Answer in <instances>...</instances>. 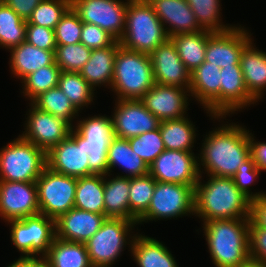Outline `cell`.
Segmentation results:
<instances>
[{
    "label": "cell",
    "instance_id": "cell-1",
    "mask_svg": "<svg viewBox=\"0 0 266 267\" xmlns=\"http://www.w3.org/2000/svg\"><path fill=\"white\" fill-rule=\"evenodd\" d=\"M245 26L214 32L208 39L205 61L191 72L190 95L207 116L220 122L258 101L248 92L240 67V55L252 40Z\"/></svg>",
    "mask_w": 266,
    "mask_h": 267
},
{
    "label": "cell",
    "instance_id": "cell-2",
    "mask_svg": "<svg viewBox=\"0 0 266 267\" xmlns=\"http://www.w3.org/2000/svg\"><path fill=\"white\" fill-rule=\"evenodd\" d=\"M222 122V126L219 124L220 127L203 136L205 138L198 154L200 175L204 170V174L210 176L233 177L240 165L250 157L249 129L233 122Z\"/></svg>",
    "mask_w": 266,
    "mask_h": 267
},
{
    "label": "cell",
    "instance_id": "cell-3",
    "mask_svg": "<svg viewBox=\"0 0 266 267\" xmlns=\"http://www.w3.org/2000/svg\"><path fill=\"white\" fill-rule=\"evenodd\" d=\"M195 186L194 215L204 223L211 220L250 218L251 200L232 177L210 176Z\"/></svg>",
    "mask_w": 266,
    "mask_h": 267
},
{
    "label": "cell",
    "instance_id": "cell-4",
    "mask_svg": "<svg viewBox=\"0 0 266 267\" xmlns=\"http://www.w3.org/2000/svg\"><path fill=\"white\" fill-rule=\"evenodd\" d=\"M250 218L202 223L208 252L215 267H241L249 258Z\"/></svg>",
    "mask_w": 266,
    "mask_h": 267
},
{
    "label": "cell",
    "instance_id": "cell-5",
    "mask_svg": "<svg viewBox=\"0 0 266 267\" xmlns=\"http://www.w3.org/2000/svg\"><path fill=\"white\" fill-rule=\"evenodd\" d=\"M169 39L164 25L147 0H129L120 45L128 50L151 54Z\"/></svg>",
    "mask_w": 266,
    "mask_h": 267
},
{
    "label": "cell",
    "instance_id": "cell-6",
    "mask_svg": "<svg viewBox=\"0 0 266 267\" xmlns=\"http://www.w3.org/2000/svg\"><path fill=\"white\" fill-rule=\"evenodd\" d=\"M154 84L150 55L120 46L115 54L110 87L116 100H140Z\"/></svg>",
    "mask_w": 266,
    "mask_h": 267
},
{
    "label": "cell",
    "instance_id": "cell-7",
    "mask_svg": "<svg viewBox=\"0 0 266 267\" xmlns=\"http://www.w3.org/2000/svg\"><path fill=\"white\" fill-rule=\"evenodd\" d=\"M46 166V152L20 135L0 149L2 181L36 182Z\"/></svg>",
    "mask_w": 266,
    "mask_h": 267
},
{
    "label": "cell",
    "instance_id": "cell-8",
    "mask_svg": "<svg viewBox=\"0 0 266 267\" xmlns=\"http://www.w3.org/2000/svg\"><path fill=\"white\" fill-rule=\"evenodd\" d=\"M137 222L122 218H106L101 228L85 243L93 267H112L122 255L124 247L131 251L134 226ZM133 235V236H132ZM118 259V260H117Z\"/></svg>",
    "mask_w": 266,
    "mask_h": 267
},
{
    "label": "cell",
    "instance_id": "cell-9",
    "mask_svg": "<svg viewBox=\"0 0 266 267\" xmlns=\"http://www.w3.org/2000/svg\"><path fill=\"white\" fill-rule=\"evenodd\" d=\"M194 198L195 186L156 181L149 208L137 220V225L194 215Z\"/></svg>",
    "mask_w": 266,
    "mask_h": 267
},
{
    "label": "cell",
    "instance_id": "cell-10",
    "mask_svg": "<svg viewBox=\"0 0 266 267\" xmlns=\"http://www.w3.org/2000/svg\"><path fill=\"white\" fill-rule=\"evenodd\" d=\"M7 224L20 257H44L56 237L55 220L42 214L10 220Z\"/></svg>",
    "mask_w": 266,
    "mask_h": 267
},
{
    "label": "cell",
    "instance_id": "cell-11",
    "mask_svg": "<svg viewBox=\"0 0 266 267\" xmlns=\"http://www.w3.org/2000/svg\"><path fill=\"white\" fill-rule=\"evenodd\" d=\"M83 118H78L73 128L83 137L86 154H89V176H105L109 174L107 150L113 137L111 117L98 114Z\"/></svg>",
    "mask_w": 266,
    "mask_h": 267
},
{
    "label": "cell",
    "instance_id": "cell-12",
    "mask_svg": "<svg viewBox=\"0 0 266 267\" xmlns=\"http://www.w3.org/2000/svg\"><path fill=\"white\" fill-rule=\"evenodd\" d=\"M40 214L56 220L74 208L77 178L44 168L36 180Z\"/></svg>",
    "mask_w": 266,
    "mask_h": 267
},
{
    "label": "cell",
    "instance_id": "cell-13",
    "mask_svg": "<svg viewBox=\"0 0 266 267\" xmlns=\"http://www.w3.org/2000/svg\"><path fill=\"white\" fill-rule=\"evenodd\" d=\"M128 1L71 0V7L82 22L97 25L119 41L124 34Z\"/></svg>",
    "mask_w": 266,
    "mask_h": 267
},
{
    "label": "cell",
    "instance_id": "cell-14",
    "mask_svg": "<svg viewBox=\"0 0 266 267\" xmlns=\"http://www.w3.org/2000/svg\"><path fill=\"white\" fill-rule=\"evenodd\" d=\"M24 130L19 134L23 139L43 149L46 153L55 145L65 140L73 126L61 117L44 112L29 103Z\"/></svg>",
    "mask_w": 266,
    "mask_h": 267
},
{
    "label": "cell",
    "instance_id": "cell-15",
    "mask_svg": "<svg viewBox=\"0 0 266 267\" xmlns=\"http://www.w3.org/2000/svg\"><path fill=\"white\" fill-rule=\"evenodd\" d=\"M149 174L158 182L196 186L200 178L198 156L165 149L149 166Z\"/></svg>",
    "mask_w": 266,
    "mask_h": 267
},
{
    "label": "cell",
    "instance_id": "cell-16",
    "mask_svg": "<svg viewBox=\"0 0 266 267\" xmlns=\"http://www.w3.org/2000/svg\"><path fill=\"white\" fill-rule=\"evenodd\" d=\"M47 167L72 177L89 176V154L83 144V137L72 128L69 136L53 146L46 153Z\"/></svg>",
    "mask_w": 266,
    "mask_h": 267
},
{
    "label": "cell",
    "instance_id": "cell-17",
    "mask_svg": "<svg viewBox=\"0 0 266 267\" xmlns=\"http://www.w3.org/2000/svg\"><path fill=\"white\" fill-rule=\"evenodd\" d=\"M40 214L36 182L0 180V217L6 223Z\"/></svg>",
    "mask_w": 266,
    "mask_h": 267
},
{
    "label": "cell",
    "instance_id": "cell-18",
    "mask_svg": "<svg viewBox=\"0 0 266 267\" xmlns=\"http://www.w3.org/2000/svg\"><path fill=\"white\" fill-rule=\"evenodd\" d=\"M113 136L130 139L159 128L160 120L140 100H115Z\"/></svg>",
    "mask_w": 266,
    "mask_h": 267
},
{
    "label": "cell",
    "instance_id": "cell-19",
    "mask_svg": "<svg viewBox=\"0 0 266 267\" xmlns=\"http://www.w3.org/2000/svg\"><path fill=\"white\" fill-rule=\"evenodd\" d=\"M188 93V94H187ZM188 96V97H187ZM189 89L155 83L140 99L160 121L185 117L192 99Z\"/></svg>",
    "mask_w": 266,
    "mask_h": 267
},
{
    "label": "cell",
    "instance_id": "cell-20",
    "mask_svg": "<svg viewBox=\"0 0 266 267\" xmlns=\"http://www.w3.org/2000/svg\"><path fill=\"white\" fill-rule=\"evenodd\" d=\"M155 83L189 89L191 72L180 59L171 39L159 45L151 54Z\"/></svg>",
    "mask_w": 266,
    "mask_h": 267
},
{
    "label": "cell",
    "instance_id": "cell-21",
    "mask_svg": "<svg viewBox=\"0 0 266 267\" xmlns=\"http://www.w3.org/2000/svg\"><path fill=\"white\" fill-rule=\"evenodd\" d=\"M169 36L202 31L186 0H147Z\"/></svg>",
    "mask_w": 266,
    "mask_h": 267
},
{
    "label": "cell",
    "instance_id": "cell-22",
    "mask_svg": "<svg viewBox=\"0 0 266 267\" xmlns=\"http://www.w3.org/2000/svg\"><path fill=\"white\" fill-rule=\"evenodd\" d=\"M105 214H97L72 208L55 220L56 237L85 244L106 220Z\"/></svg>",
    "mask_w": 266,
    "mask_h": 267
},
{
    "label": "cell",
    "instance_id": "cell-23",
    "mask_svg": "<svg viewBox=\"0 0 266 267\" xmlns=\"http://www.w3.org/2000/svg\"><path fill=\"white\" fill-rule=\"evenodd\" d=\"M253 40L240 55V67L248 92L259 101L266 92V52L257 49Z\"/></svg>",
    "mask_w": 266,
    "mask_h": 267
},
{
    "label": "cell",
    "instance_id": "cell-24",
    "mask_svg": "<svg viewBox=\"0 0 266 267\" xmlns=\"http://www.w3.org/2000/svg\"><path fill=\"white\" fill-rule=\"evenodd\" d=\"M116 40L111 46L91 51L88 62L80 70V75L96 90V87L112 85L115 54L120 47Z\"/></svg>",
    "mask_w": 266,
    "mask_h": 267
},
{
    "label": "cell",
    "instance_id": "cell-25",
    "mask_svg": "<svg viewBox=\"0 0 266 267\" xmlns=\"http://www.w3.org/2000/svg\"><path fill=\"white\" fill-rule=\"evenodd\" d=\"M130 253L139 267H179L163 242L142 233L134 235Z\"/></svg>",
    "mask_w": 266,
    "mask_h": 267
},
{
    "label": "cell",
    "instance_id": "cell-26",
    "mask_svg": "<svg viewBox=\"0 0 266 267\" xmlns=\"http://www.w3.org/2000/svg\"><path fill=\"white\" fill-rule=\"evenodd\" d=\"M11 73L20 79V82L37 69L55 63L54 51L39 49L24 41L10 49Z\"/></svg>",
    "mask_w": 266,
    "mask_h": 267
},
{
    "label": "cell",
    "instance_id": "cell-27",
    "mask_svg": "<svg viewBox=\"0 0 266 267\" xmlns=\"http://www.w3.org/2000/svg\"><path fill=\"white\" fill-rule=\"evenodd\" d=\"M109 177V178H108ZM130 178L111 174L104 176V212L107 218H122L137 222L129 208Z\"/></svg>",
    "mask_w": 266,
    "mask_h": 267
},
{
    "label": "cell",
    "instance_id": "cell-28",
    "mask_svg": "<svg viewBox=\"0 0 266 267\" xmlns=\"http://www.w3.org/2000/svg\"><path fill=\"white\" fill-rule=\"evenodd\" d=\"M109 174L119 166L126 174H118L120 177H138L149 174V166L130 147L128 139L113 136L107 150Z\"/></svg>",
    "mask_w": 266,
    "mask_h": 267
},
{
    "label": "cell",
    "instance_id": "cell-29",
    "mask_svg": "<svg viewBox=\"0 0 266 267\" xmlns=\"http://www.w3.org/2000/svg\"><path fill=\"white\" fill-rule=\"evenodd\" d=\"M159 129L166 150L193 151L197 128L188 116L160 121Z\"/></svg>",
    "mask_w": 266,
    "mask_h": 267
},
{
    "label": "cell",
    "instance_id": "cell-30",
    "mask_svg": "<svg viewBox=\"0 0 266 267\" xmlns=\"http://www.w3.org/2000/svg\"><path fill=\"white\" fill-rule=\"evenodd\" d=\"M46 267H93L85 244L55 237L44 256Z\"/></svg>",
    "mask_w": 266,
    "mask_h": 267
},
{
    "label": "cell",
    "instance_id": "cell-31",
    "mask_svg": "<svg viewBox=\"0 0 266 267\" xmlns=\"http://www.w3.org/2000/svg\"><path fill=\"white\" fill-rule=\"evenodd\" d=\"M213 33L202 30L179 34L170 38L176 46L180 59L190 72L194 71L205 61L207 41Z\"/></svg>",
    "mask_w": 266,
    "mask_h": 267
},
{
    "label": "cell",
    "instance_id": "cell-32",
    "mask_svg": "<svg viewBox=\"0 0 266 267\" xmlns=\"http://www.w3.org/2000/svg\"><path fill=\"white\" fill-rule=\"evenodd\" d=\"M104 175L77 178L74 208L97 214L104 212Z\"/></svg>",
    "mask_w": 266,
    "mask_h": 267
},
{
    "label": "cell",
    "instance_id": "cell-33",
    "mask_svg": "<svg viewBox=\"0 0 266 267\" xmlns=\"http://www.w3.org/2000/svg\"><path fill=\"white\" fill-rule=\"evenodd\" d=\"M57 86L69 98L73 106L80 113L84 107L88 108L93 100H95V90L79 72L61 71Z\"/></svg>",
    "mask_w": 266,
    "mask_h": 267
},
{
    "label": "cell",
    "instance_id": "cell-34",
    "mask_svg": "<svg viewBox=\"0 0 266 267\" xmlns=\"http://www.w3.org/2000/svg\"><path fill=\"white\" fill-rule=\"evenodd\" d=\"M31 103L39 110L65 119L72 126L79 116V111L58 86L41 93Z\"/></svg>",
    "mask_w": 266,
    "mask_h": 267
},
{
    "label": "cell",
    "instance_id": "cell-35",
    "mask_svg": "<svg viewBox=\"0 0 266 267\" xmlns=\"http://www.w3.org/2000/svg\"><path fill=\"white\" fill-rule=\"evenodd\" d=\"M26 20L0 2V47L10 50L26 41Z\"/></svg>",
    "mask_w": 266,
    "mask_h": 267
},
{
    "label": "cell",
    "instance_id": "cell-36",
    "mask_svg": "<svg viewBox=\"0 0 266 267\" xmlns=\"http://www.w3.org/2000/svg\"><path fill=\"white\" fill-rule=\"evenodd\" d=\"M199 26L211 32H226L235 26L222 22L221 0H186Z\"/></svg>",
    "mask_w": 266,
    "mask_h": 267
},
{
    "label": "cell",
    "instance_id": "cell-37",
    "mask_svg": "<svg viewBox=\"0 0 266 267\" xmlns=\"http://www.w3.org/2000/svg\"><path fill=\"white\" fill-rule=\"evenodd\" d=\"M61 69L54 63L44 66L26 76L22 81L21 93L30 100V103L41 93L57 87Z\"/></svg>",
    "mask_w": 266,
    "mask_h": 267
},
{
    "label": "cell",
    "instance_id": "cell-38",
    "mask_svg": "<svg viewBox=\"0 0 266 267\" xmlns=\"http://www.w3.org/2000/svg\"><path fill=\"white\" fill-rule=\"evenodd\" d=\"M156 181L150 174L130 178L129 208L139 219L149 208Z\"/></svg>",
    "mask_w": 266,
    "mask_h": 267
},
{
    "label": "cell",
    "instance_id": "cell-39",
    "mask_svg": "<svg viewBox=\"0 0 266 267\" xmlns=\"http://www.w3.org/2000/svg\"><path fill=\"white\" fill-rule=\"evenodd\" d=\"M70 7L71 0H42L26 22L55 29L61 17Z\"/></svg>",
    "mask_w": 266,
    "mask_h": 267
},
{
    "label": "cell",
    "instance_id": "cell-40",
    "mask_svg": "<svg viewBox=\"0 0 266 267\" xmlns=\"http://www.w3.org/2000/svg\"><path fill=\"white\" fill-rule=\"evenodd\" d=\"M91 49L82 43L57 45L54 51L55 63L65 72H80L88 62Z\"/></svg>",
    "mask_w": 266,
    "mask_h": 267
},
{
    "label": "cell",
    "instance_id": "cell-41",
    "mask_svg": "<svg viewBox=\"0 0 266 267\" xmlns=\"http://www.w3.org/2000/svg\"><path fill=\"white\" fill-rule=\"evenodd\" d=\"M130 147L148 166L165 150L160 129L128 139Z\"/></svg>",
    "mask_w": 266,
    "mask_h": 267
},
{
    "label": "cell",
    "instance_id": "cell-42",
    "mask_svg": "<svg viewBox=\"0 0 266 267\" xmlns=\"http://www.w3.org/2000/svg\"><path fill=\"white\" fill-rule=\"evenodd\" d=\"M82 24L78 14L70 7L54 29L56 45L80 43Z\"/></svg>",
    "mask_w": 266,
    "mask_h": 267
},
{
    "label": "cell",
    "instance_id": "cell-43",
    "mask_svg": "<svg viewBox=\"0 0 266 267\" xmlns=\"http://www.w3.org/2000/svg\"><path fill=\"white\" fill-rule=\"evenodd\" d=\"M261 170L256 167L253 158L250 156L244 163L240 165L237 172L233 175L232 179L237 188L251 201L262 197L266 192H252L251 186L255 185L257 179H260Z\"/></svg>",
    "mask_w": 266,
    "mask_h": 267
},
{
    "label": "cell",
    "instance_id": "cell-44",
    "mask_svg": "<svg viewBox=\"0 0 266 267\" xmlns=\"http://www.w3.org/2000/svg\"><path fill=\"white\" fill-rule=\"evenodd\" d=\"M115 41L116 39L106 30L95 24L83 22L80 43L87 48L91 50L105 48L111 46Z\"/></svg>",
    "mask_w": 266,
    "mask_h": 267
},
{
    "label": "cell",
    "instance_id": "cell-45",
    "mask_svg": "<svg viewBox=\"0 0 266 267\" xmlns=\"http://www.w3.org/2000/svg\"><path fill=\"white\" fill-rule=\"evenodd\" d=\"M26 41L43 50L55 51L57 46L54 29L30 23L26 24Z\"/></svg>",
    "mask_w": 266,
    "mask_h": 267
},
{
    "label": "cell",
    "instance_id": "cell-46",
    "mask_svg": "<svg viewBox=\"0 0 266 267\" xmlns=\"http://www.w3.org/2000/svg\"><path fill=\"white\" fill-rule=\"evenodd\" d=\"M249 255L253 260L266 263V229L249 228Z\"/></svg>",
    "mask_w": 266,
    "mask_h": 267
},
{
    "label": "cell",
    "instance_id": "cell-47",
    "mask_svg": "<svg viewBox=\"0 0 266 267\" xmlns=\"http://www.w3.org/2000/svg\"><path fill=\"white\" fill-rule=\"evenodd\" d=\"M249 228L266 229V194L251 201Z\"/></svg>",
    "mask_w": 266,
    "mask_h": 267
},
{
    "label": "cell",
    "instance_id": "cell-48",
    "mask_svg": "<svg viewBox=\"0 0 266 267\" xmlns=\"http://www.w3.org/2000/svg\"><path fill=\"white\" fill-rule=\"evenodd\" d=\"M254 137V134L249 131L250 156L253 158L256 167L261 172H266V142L256 141Z\"/></svg>",
    "mask_w": 266,
    "mask_h": 267
},
{
    "label": "cell",
    "instance_id": "cell-49",
    "mask_svg": "<svg viewBox=\"0 0 266 267\" xmlns=\"http://www.w3.org/2000/svg\"><path fill=\"white\" fill-rule=\"evenodd\" d=\"M13 9L23 20H28L32 11L42 0H1Z\"/></svg>",
    "mask_w": 266,
    "mask_h": 267
},
{
    "label": "cell",
    "instance_id": "cell-50",
    "mask_svg": "<svg viewBox=\"0 0 266 267\" xmlns=\"http://www.w3.org/2000/svg\"><path fill=\"white\" fill-rule=\"evenodd\" d=\"M7 267H46L44 257H19Z\"/></svg>",
    "mask_w": 266,
    "mask_h": 267
},
{
    "label": "cell",
    "instance_id": "cell-51",
    "mask_svg": "<svg viewBox=\"0 0 266 267\" xmlns=\"http://www.w3.org/2000/svg\"><path fill=\"white\" fill-rule=\"evenodd\" d=\"M241 267H266V263L249 258Z\"/></svg>",
    "mask_w": 266,
    "mask_h": 267
}]
</instances>
